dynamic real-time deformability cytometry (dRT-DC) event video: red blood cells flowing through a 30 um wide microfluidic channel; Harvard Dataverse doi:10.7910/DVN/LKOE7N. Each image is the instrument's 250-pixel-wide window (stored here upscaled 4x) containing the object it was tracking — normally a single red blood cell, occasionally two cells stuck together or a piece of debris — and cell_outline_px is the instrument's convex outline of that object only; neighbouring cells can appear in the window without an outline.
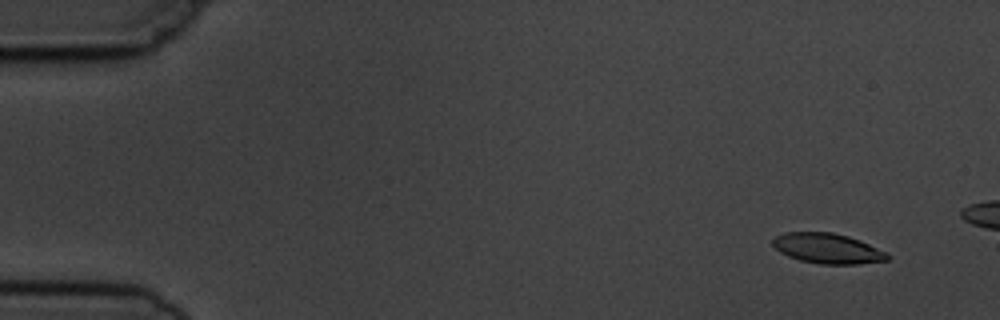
{"species": "common noctule bat (a hibernating species)", "species_latin": "Nyctalus noctula", "temperature_condition": "cold", "stored_images_in_passage": 5, "camera_frame_rate_fps": 3000, "um_per_image_px": 0.085, "animal": {"sex": "male", "body_mass_g": 19.5, "forearm_length_mm": 54.6}, "frame": {"image": 1, "passage_image": 1, "time_ms": 0.0, "image_size_px": [1000, 320], "cell_outline_px": [[892, 256], [888, 260], [860, 264], [820, 264], [800, 260], [788, 256], [780, 252], [772, 244], [772, 240], [776, 236], [784, 232], [832, 232], [848, 236], [860, 240], [888, 252]], "centroid_in_image_um": [70.38, 21.12], "position_along_channel_um": 14.6, "area_um2": 20.35}}